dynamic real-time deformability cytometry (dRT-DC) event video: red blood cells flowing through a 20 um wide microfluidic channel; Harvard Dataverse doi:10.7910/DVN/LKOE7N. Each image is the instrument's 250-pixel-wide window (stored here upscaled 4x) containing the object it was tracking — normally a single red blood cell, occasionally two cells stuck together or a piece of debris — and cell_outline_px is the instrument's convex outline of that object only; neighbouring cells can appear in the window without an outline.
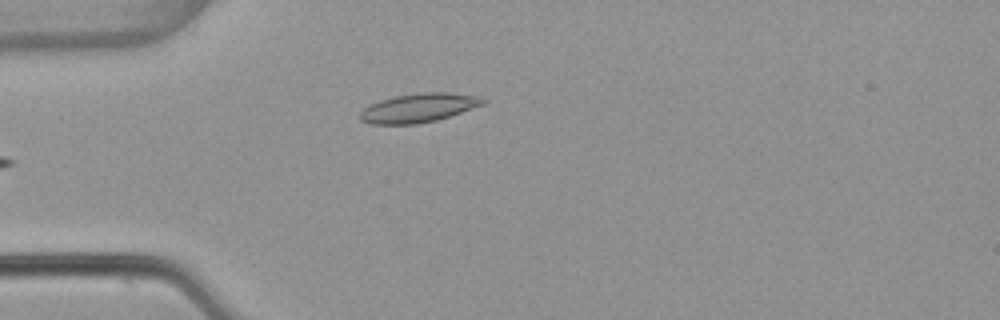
{"species": "common noctule bat (a hibernating species)", "species_latin": "Nyctalus noctula", "temperature_condition": "warm", "stored_images_in_passage": 4, "camera_frame_rate_fps": 3000, "um_per_image_px": 0.085, "animal": {"sex": "female", "body_mass_g": 22.7, "forearm_length_mm": 54.2}, "frame": {"image": 1, "passage_image": 4, "time_ms": 1.0, "image_size_px": [1000, 320], "cell_outline_px": [[488, 100], [484, 104], [436, 120], [416, 124], [372, 124], [360, 120], [360, 112], [364, 108], [380, 100], [396, 96], [420, 92], [448, 92], [480, 96]], "centroid_in_image_um": [35.6, 9.16], "position_along_channel_um": 49.4, "area_um2": 20.58}}